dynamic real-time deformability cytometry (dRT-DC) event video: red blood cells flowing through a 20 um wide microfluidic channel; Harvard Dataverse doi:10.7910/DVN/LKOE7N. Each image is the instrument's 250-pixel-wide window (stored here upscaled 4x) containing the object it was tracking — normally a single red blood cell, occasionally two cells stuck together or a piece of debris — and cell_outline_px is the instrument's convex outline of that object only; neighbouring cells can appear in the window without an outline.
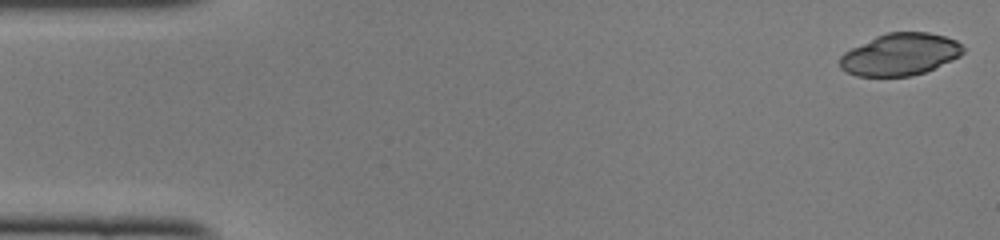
{"species": "common noctule bat (a hibernating species)", "species_latin": "Nyctalus noctula", "temperature_condition": "cold", "stored_images_in_passage": 48, "camera_frame_rate_fps": 3000, "um_per_image_px": 0.085, "animal": {"sex": "female", "body_mass_g": 22.0, "forearm_length_mm": 56.7}, "frame": {"image": 1, "passage_image": 1, "time_ms": 0.0, "image_size_px": [1000, 240], "cell_outline_px": [[964, 52], [960, 56], [952, 60], [924, 72], [912, 76], [856, 76], [840, 68], [840, 56], [844, 52], [876, 36], [888, 32], [928, 32], [944, 36], [956, 40], [964, 48]], "centroid_in_image_um": [76.51, 4.62], "position_along_channel_um": 8.5, "area_um2": 30.06}}